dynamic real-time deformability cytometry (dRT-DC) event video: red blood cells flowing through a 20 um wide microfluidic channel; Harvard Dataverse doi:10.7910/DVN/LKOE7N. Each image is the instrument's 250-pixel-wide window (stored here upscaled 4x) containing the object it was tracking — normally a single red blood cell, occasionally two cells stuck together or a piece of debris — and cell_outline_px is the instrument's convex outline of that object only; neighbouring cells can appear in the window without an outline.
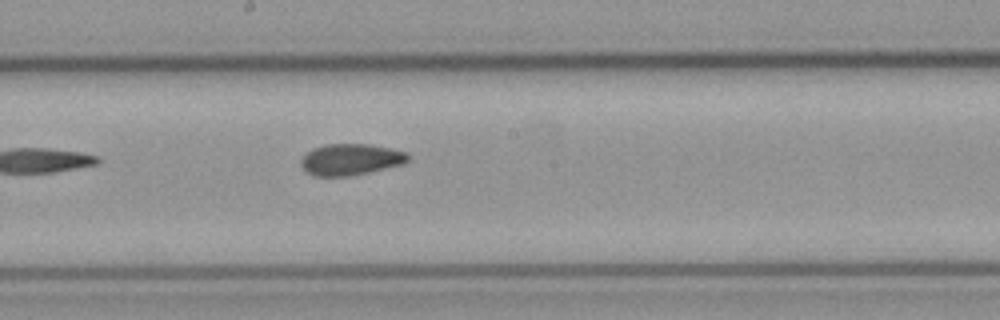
{"species": "common noctule bat (a hibernating species)", "species_latin": "Nyctalus noctula", "temperature_condition": "cold", "stored_images_in_passage": 9, "camera_frame_rate_fps": 3000, "um_per_image_px": 0.085, "animal": {"sex": "male", "body_mass_g": 23.1, "forearm_length_mm": 52.7}, "frame": {"image": 1, "passage_image": 9, "time_ms": 9.667, "image_size_px": [1000, 320], "cell_outline_px": [[408, 160], [404, 164], [368, 172], [348, 176], [312, 176], [300, 164], [300, 160], [312, 148], [324, 144], [368, 144], [408, 152]], "centroid_in_image_um": [29.79, 13.55], "position_along_channel_um": 218.4, "area_um2": 19.48}}